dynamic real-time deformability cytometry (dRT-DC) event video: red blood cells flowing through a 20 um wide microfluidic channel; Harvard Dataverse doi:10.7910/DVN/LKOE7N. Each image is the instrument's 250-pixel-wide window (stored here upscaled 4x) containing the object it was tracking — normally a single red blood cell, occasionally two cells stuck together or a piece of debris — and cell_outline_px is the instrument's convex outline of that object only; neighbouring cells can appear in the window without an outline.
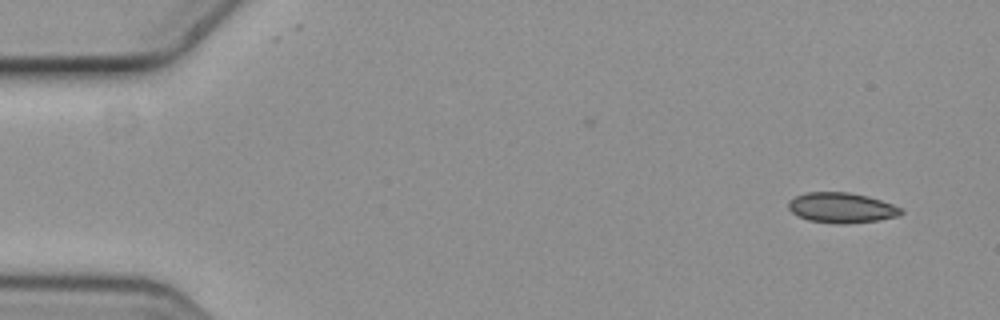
{"species": "common noctule bat (a hibernating species)", "species_latin": "Nyctalus noctula", "temperature_condition": "cold", "stored_images_in_passage": 2, "camera_frame_rate_fps": 3000, "um_per_image_px": 0.085, "animal": {"sex": "female", "body_mass_g": 19.3, "forearm_length_mm": 54.1}, "frame": {"image": 1, "passage_image": 2, "time_ms": 0.333, "image_size_px": [1000, 320], "cell_outline_px": [[904, 212], [900, 216], [880, 220], [848, 224], [836, 224], [808, 220], [796, 216], [788, 208], [788, 200], [796, 196], [808, 192], [848, 192], [868, 196], [892, 204], [900, 208]], "centroid_in_image_um": [71.53, 17.67], "position_along_channel_um": 13.5, "area_um2": 20.06}}